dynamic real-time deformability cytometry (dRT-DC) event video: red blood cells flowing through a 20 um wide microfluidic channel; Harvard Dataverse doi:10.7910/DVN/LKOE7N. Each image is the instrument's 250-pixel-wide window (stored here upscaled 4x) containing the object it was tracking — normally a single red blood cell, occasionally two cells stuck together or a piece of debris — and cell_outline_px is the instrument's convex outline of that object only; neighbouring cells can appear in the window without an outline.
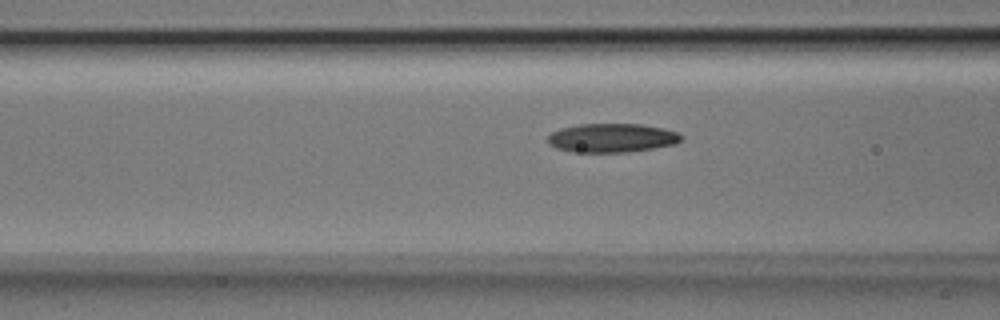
{"species": "Egyptian fruit bat (a non-hibernating species)", "species_latin": "Rousettus aegyptiacus", "temperature_condition": "room temperature", "stored_images_in_passage": 36, "camera_frame_rate_fps": 3000, "um_per_image_px": 0.085, "animal": {"sex": "male"}, "frame": {"image": 1, "passage_image": 5, "time_ms": 1.333, "image_size_px": [1000, 320], "cell_outline_px": [[684, 136], [676, 144], [628, 152], [572, 152], [556, 148], [548, 144], [548, 136], [552, 132], [560, 128], [580, 124], [640, 124], [664, 128], [680, 132]], "centroid_in_image_um": [52.03, 11.72], "position_along_channel_um": 114.6, "area_um2": 22.6}}
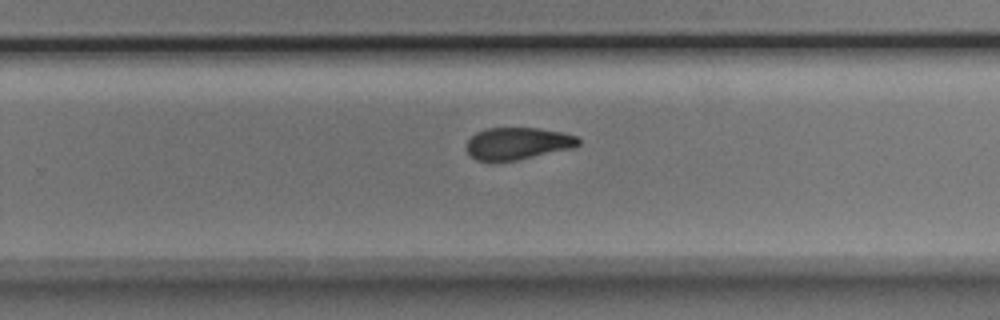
{"frame": {"image": 2, "passage_image": 18, "time_ms": 5.667, "image_size_px": [1000, 320], "cell_outline_px": [[580, 144], [572, 148], [516, 160], [476, 160], [464, 148], [468, 140], [476, 132], [488, 128], [540, 128], [564, 132], [576, 136], [580, 140]], "centroid_in_image_um": [44.01, 12.17], "position_along_channel_um": 285.8, "area_um2": 20.81}}
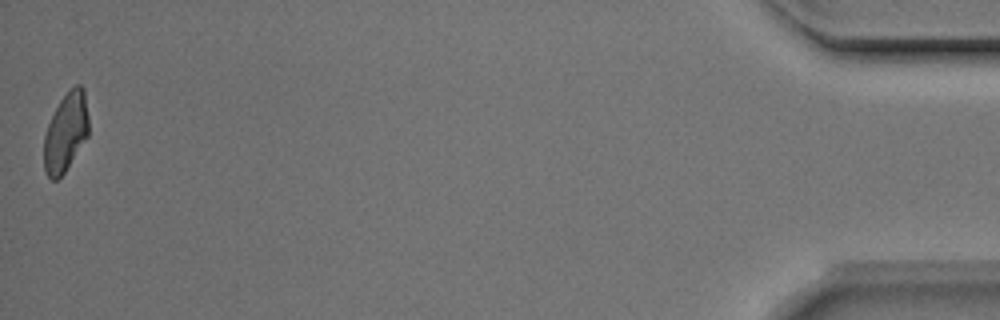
{"frame": {"image": 3, "passage_image": 36, "time_ms": 11.667, "image_size_px": [1000, 320], "cell_outline_px": [[88, 136], [64, 172], [56, 180], [52, 180], [44, 172], [44, 136], [48, 124], [60, 100], [76, 84], [80, 84], [84, 88], [88, 116]], "centroid_in_image_um": [5.59, 11.24], "position_along_channel_um": 429.6, "area_um2": 20.29}, "authors_computed_cell_mechanics": {"area_um2": 22.0507, "velocity_mm_per_s": 3.9637, "shape_relaxation_time_tau1_ms": 3.1265, "shape_relaxation_time_tau2_ms": 3.2043, "deformation_change_tau1": 0.1645, "deformation_change_tau2": 0.0999}}